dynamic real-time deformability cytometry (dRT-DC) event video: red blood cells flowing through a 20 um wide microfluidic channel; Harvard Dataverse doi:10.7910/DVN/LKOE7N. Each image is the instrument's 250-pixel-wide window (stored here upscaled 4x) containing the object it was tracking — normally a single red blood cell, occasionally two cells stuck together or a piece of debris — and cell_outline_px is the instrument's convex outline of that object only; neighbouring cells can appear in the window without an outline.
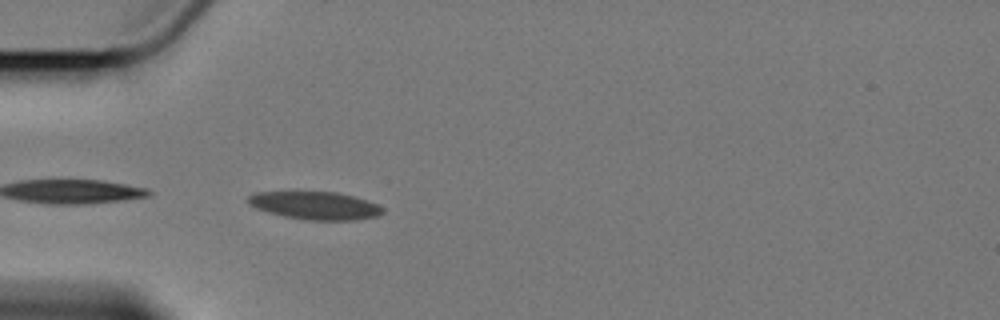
{"species": "Egyptian fruit bat (a non-hibernating species)", "species_latin": "Rousettus aegyptiacus", "temperature_condition": "cold", "stored_images_in_passage": 4, "camera_frame_rate_fps": 3000, "um_per_image_px": 0.085, "animal": {"sex": "female"}, "frame": {"image": 1, "passage_image": 4, "time_ms": 3.667, "image_size_px": [1000, 320], "cell_outline_px": [[384, 212], [376, 216], [356, 220], [308, 220], [284, 216], [268, 212], [256, 208], [248, 200], [248, 196], [256, 192], [336, 192], [368, 200], [384, 208]], "centroid_in_image_um": [26.82, 17.47], "position_along_channel_um": 58.2, "area_um2": 21.62}}